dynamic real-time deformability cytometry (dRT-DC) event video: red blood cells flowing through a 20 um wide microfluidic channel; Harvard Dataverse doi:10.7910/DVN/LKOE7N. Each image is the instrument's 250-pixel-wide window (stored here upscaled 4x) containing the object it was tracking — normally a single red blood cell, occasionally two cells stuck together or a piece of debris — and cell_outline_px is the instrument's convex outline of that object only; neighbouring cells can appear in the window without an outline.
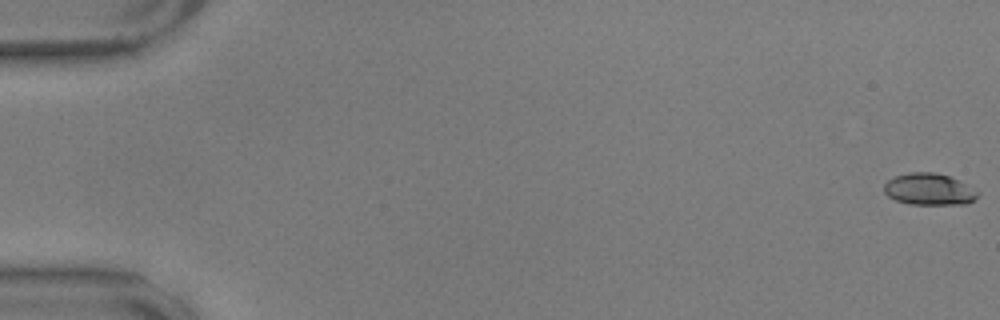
{"species": "common noctule bat (a hibernating species)", "species_latin": "Nyctalus noctula", "temperature_condition": "warm", "stored_images_in_passage": 24, "camera_frame_rate_fps": 3000, "um_per_image_px": 0.085, "animal": {"sex": "male", "body_mass_g": 17.9, "forearm_length_mm": 54.2}, "frame": {"image": 1, "passage_image": 1, "time_ms": 0.0, "image_size_px": [1000, 320], "cell_outline_px": [[980, 192], [968, 204], [908, 204], [896, 200], [888, 196], [884, 192], [884, 184], [888, 180], [896, 176], [908, 172], [936, 172], [948, 176]], "centroid_in_image_um": [78.93, 16.09], "position_along_channel_um": 6.1, "area_um2": 17.11}}
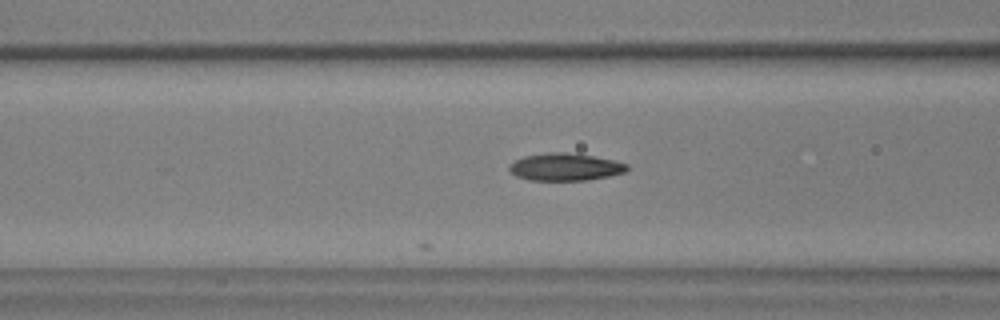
{"frame": {"image": 2, "passage_image": 24, "time_ms": 7.667, "image_size_px": [1000, 320], "cell_outline_px": [[628, 168], [624, 172], [608, 176], [588, 180], [528, 180], [516, 176], [508, 168], [508, 164], [524, 156], [548, 152], [564, 152], [592, 156], [612, 160], [628, 164]], "centroid_in_image_um": [48.0, 14.19], "position_along_channel_um": 118.6, "area_um2": 18.67}}